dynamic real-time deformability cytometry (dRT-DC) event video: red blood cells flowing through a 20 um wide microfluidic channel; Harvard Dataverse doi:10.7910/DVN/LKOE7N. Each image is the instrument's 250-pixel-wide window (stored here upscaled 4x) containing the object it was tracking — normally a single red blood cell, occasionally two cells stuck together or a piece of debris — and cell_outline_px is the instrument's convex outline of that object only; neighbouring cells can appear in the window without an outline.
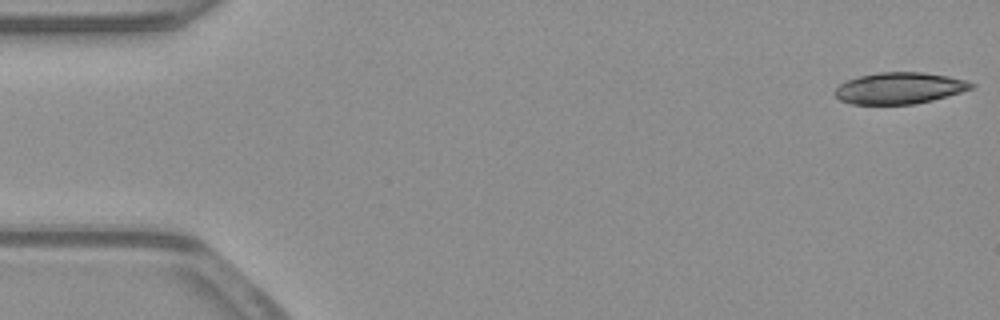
{"species": "common noctule bat (a hibernating species)", "species_latin": "Nyctalus noctula", "temperature_condition": "warm", "stored_images_in_passage": 52, "camera_frame_rate_fps": 3000, "um_per_image_px": 0.085, "animal": {"sex": "male", "body_mass_g": 23.1, "forearm_length_mm": 52.7}, "frame": {"image": 1, "passage_image": 1, "time_ms": 0.0, "image_size_px": [1000, 320], "cell_outline_px": [[976, 84], [972, 88], [960, 92], [932, 100], [916, 104], [852, 104], [840, 100], [832, 92], [840, 84], [848, 80], [860, 76], [880, 72], [924, 72], [948, 76], [968, 80]], "centroid_in_image_um": [76.46, 7.49], "position_along_channel_um": 8.5, "area_um2": 24.97}}
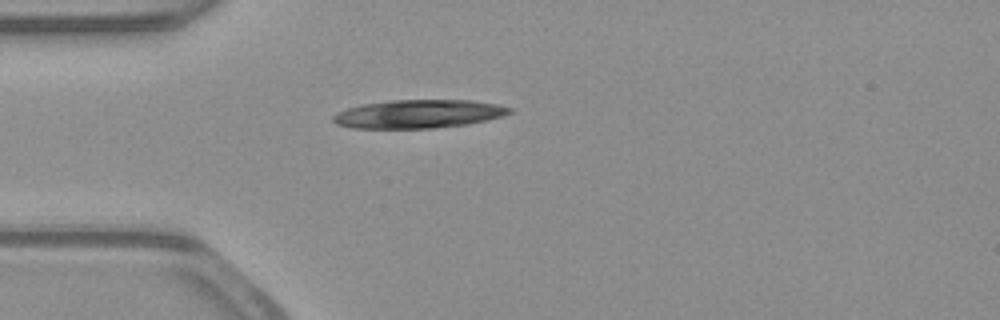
{"frame": {"image": 2, "passage_image": 14, "time_ms": 4.333, "image_size_px": [1000, 320], "cell_outline_px": [[512, 112], [488, 120], [464, 124], [432, 128], [352, 128], [336, 124], [332, 120], [332, 116], [336, 112], [348, 108], [364, 104], [392, 100], [472, 100], [496, 104], [512, 108]], "centroid_in_image_um": [35.54, 9.68], "position_along_channel_um": 49.5, "area_um2": 29.02}}